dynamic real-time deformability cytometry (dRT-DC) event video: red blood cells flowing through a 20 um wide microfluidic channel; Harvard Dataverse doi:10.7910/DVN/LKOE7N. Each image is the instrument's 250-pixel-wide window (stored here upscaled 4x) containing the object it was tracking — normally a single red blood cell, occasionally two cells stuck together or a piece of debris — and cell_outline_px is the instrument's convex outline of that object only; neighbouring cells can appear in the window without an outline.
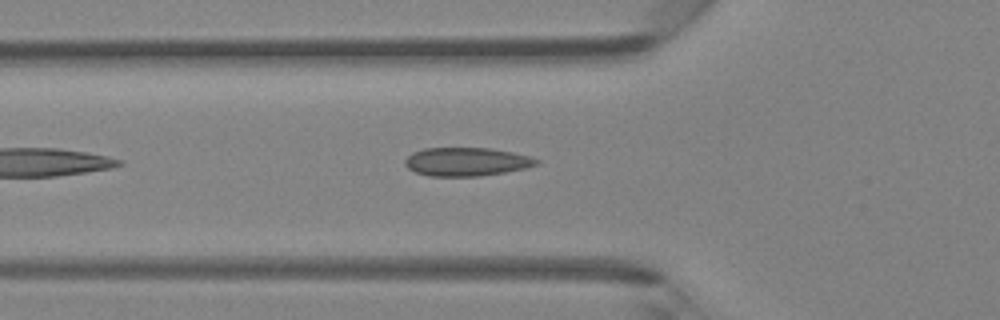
{"species": "Egyptian fruit bat (a non-hibernating species)", "species_latin": "Rousettus aegyptiacus", "temperature_condition": "room temperature", "stored_images_in_passage": 35, "camera_frame_rate_fps": 3000, "um_per_image_px": 0.085, "animal": {"sex": "female"}, "frame": {"image": 1, "passage_image": 5, "time_ms": 1.333, "image_size_px": [1000, 320], "cell_outline_px": [[540, 164], [524, 168], [504, 172], [480, 176], [428, 176], [416, 172], [408, 168], [404, 164], [404, 160], [412, 152], [424, 148], [488, 148], [512, 152], [528, 156], [540, 160]], "centroid_in_image_um": [39.63, 13.75], "position_along_channel_um": 86.2, "area_um2": 21.79}}
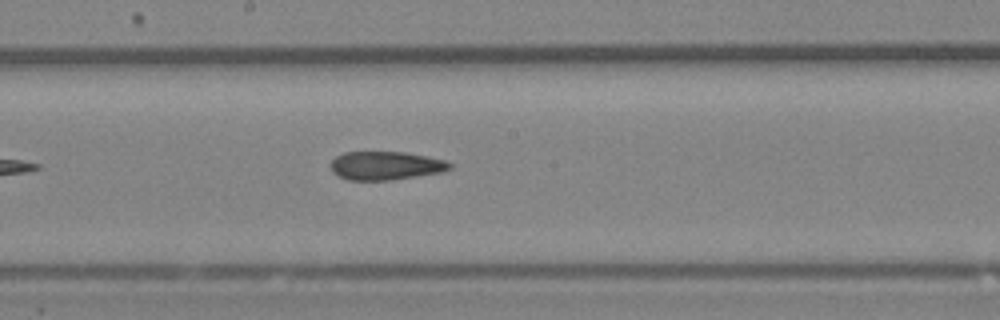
{"frame": {"image": 2, "passage_image": 14, "time_ms": 4.333, "image_size_px": [1000, 320], "cell_outline_px": [[452, 168], [444, 172], [388, 180], [348, 180], [336, 176], [332, 172], [332, 160], [336, 156], [344, 152], [404, 152], [428, 156], [444, 160], [452, 164]], "centroid_in_image_um": [32.79, 14.08], "position_along_channel_um": 215.4, "area_um2": 19.83}}
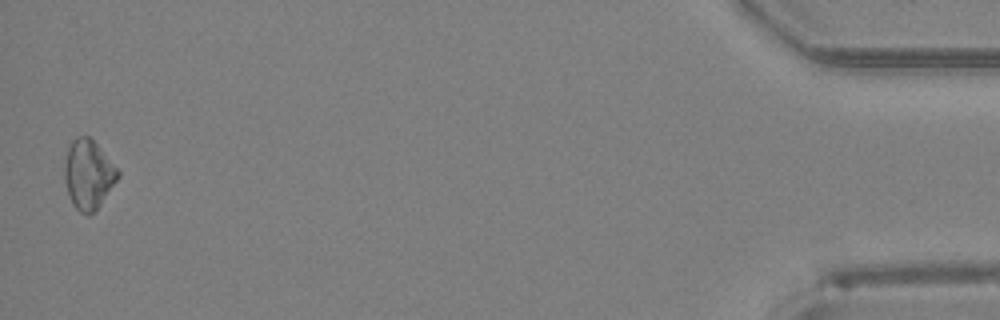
{"frame": {"image": 3, "passage_image": 35, "time_ms": 11.333, "image_size_px": [1000, 320], "cell_outline_px": [[120, 176], [100, 204], [88, 216], [80, 212], [72, 204], [64, 180], [64, 164], [68, 148], [72, 140], [76, 136], [88, 136], [96, 144], [120, 172]], "centroid_in_image_um": [7.49, 14.83], "position_along_channel_um": 427.7, "area_um2": 21.21}}